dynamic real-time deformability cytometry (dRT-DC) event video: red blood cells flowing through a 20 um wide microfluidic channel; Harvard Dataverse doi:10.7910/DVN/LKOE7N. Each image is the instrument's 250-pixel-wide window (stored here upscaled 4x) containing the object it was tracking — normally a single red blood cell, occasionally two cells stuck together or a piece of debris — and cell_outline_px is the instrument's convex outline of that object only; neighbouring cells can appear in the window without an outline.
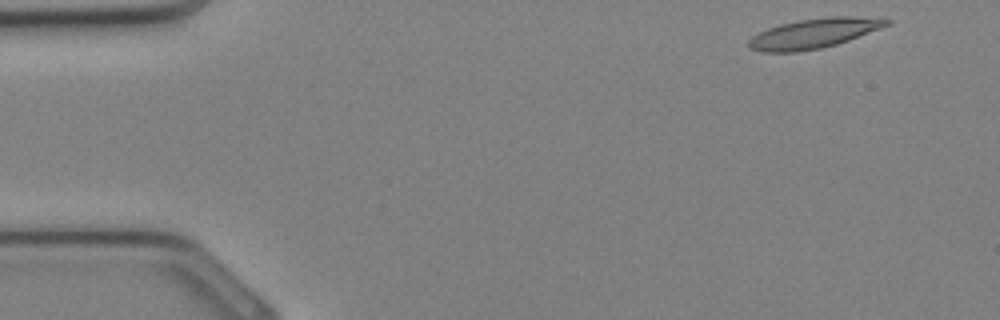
{"species": "Egyptian fruit bat (a non-hibernating species)", "species_latin": "Rousettus aegyptiacus", "temperature_condition": "cold", "stored_images_in_passage": 32, "camera_frame_rate_fps": 3000, "um_per_image_px": 0.085, "animal": {"sex": "female"}, "frame": {"image": 1, "passage_image": 1, "time_ms": 0.0, "image_size_px": [1000, 320], "cell_outline_px": [[892, 24], [848, 40], [836, 44], [820, 48], [796, 52], [764, 52], [748, 48], [748, 40], [752, 36], [768, 28], [780, 24], [800, 20], [828, 16], [852, 16], [892, 20]], "centroid_in_image_um": [69.16, 2.83], "position_along_channel_um": 15.8, "area_um2": 23.76}}
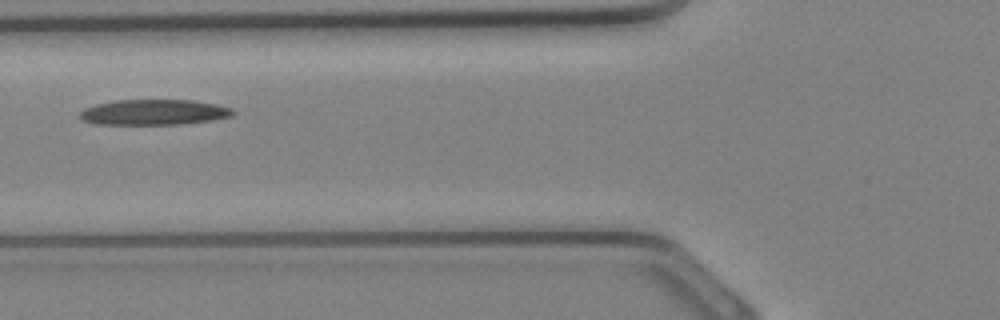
{"frame": {"image": 2, "passage_image": 11, "time_ms": 3.333, "image_size_px": [1000, 320], "cell_outline_px": [[236, 112], [232, 116], [212, 120], [184, 124], [96, 124], [84, 120], [80, 116], [80, 112], [84, 108], [96, 104], [116, 100], [192, 100], [216, 104], [232, 108]], "centroid_in_image_um": [13.12, 9.54], "position_along_channel_um": 112.7, "area_um2": 22.72}}
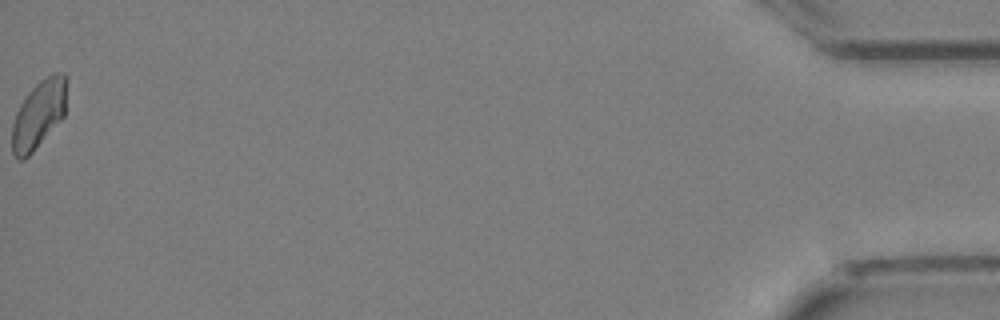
{"frame": {"image": 3, "passage_image": 32, "time_ms": 10.333, "image_size_px": [1000, 320], "cell_outline_px": [[68, 80], [64, 116], [32, 152], [24, 160], [16, 160], [12, 156], [12, 124], [16, 112], [20, 104], [28, 92], [40, 80], [52, 72], [64, 72], [68, 76]], "centroid_in_image_um": [3.3, 9.68], "position_along_channel_um": 431.9, "area_um2": 22.02}}